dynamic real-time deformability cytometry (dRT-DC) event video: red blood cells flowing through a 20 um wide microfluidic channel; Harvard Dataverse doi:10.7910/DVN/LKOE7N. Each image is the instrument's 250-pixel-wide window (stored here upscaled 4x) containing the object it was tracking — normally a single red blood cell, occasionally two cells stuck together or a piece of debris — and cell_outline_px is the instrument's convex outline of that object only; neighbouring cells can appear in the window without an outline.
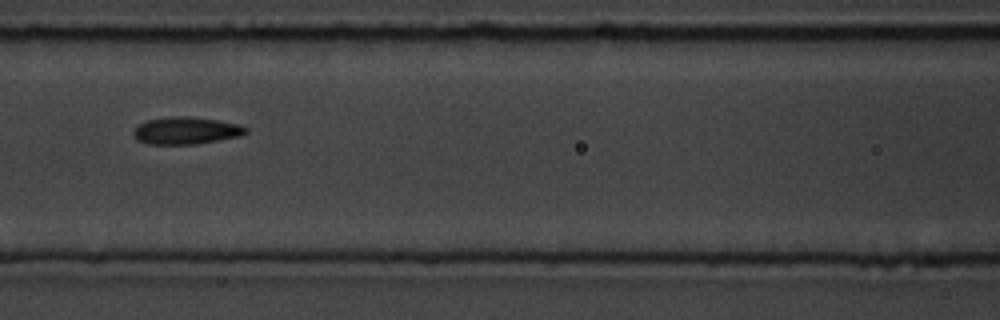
{"species": "common noctule bat (a hibernating species)", "species_latin": "Nyctalus noctula", "temperature_condition": "room temperature", "stored_images_in_passage": 15, "camera_frame_rate_fps": 3000, "um_per_image_px": 0.085, "animal": {"sex": "male", "body_mass_g": 19.5, "forearm_length_mm": 54.6}, "frame": {"image": 1, "passage_image": 7, "time_ms": 7.667, "image_size_px": [1000, 320], "cell_outline_px": [[248, 132], [240, 136], [196, 144], [148, 144], [136, 140], [132, 132], [136, 124], [148, 120], [168, 116], [188, 116], [216, 120], [240, 124], [248, 128]], "centroid_in_image_um": [15.78, 11.1], "position_along_channel_um": 150.8, "area_um2": 18.03}}
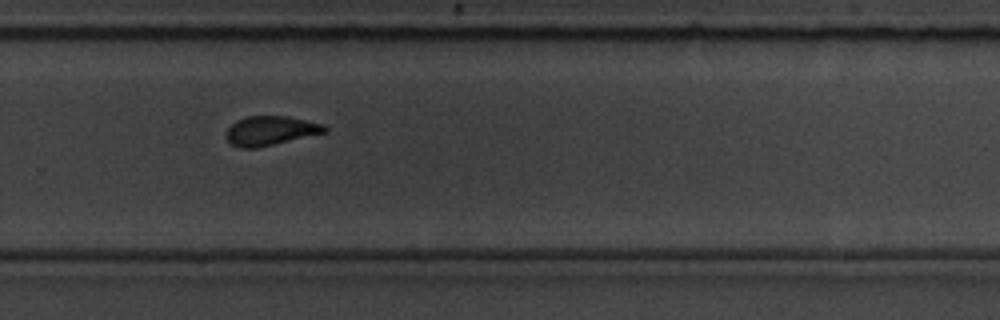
{"frame": {"image": 2, "passage_image": 11, "time_ms": 12.0, "image_size_px": [1000, 320], "cell_outline_px": [[328, 132], [256, 148], [240, 148], [232, 144], [224, 136], [228, 128], [236, 120], [248, 116], [288, 116], [324, 124], [328, 128]], "centroid_in_image_um": [23.0, 11.1], "position_along_channel_um": 306.8, "area_um2": 16.88}, "authors_computed_cell_mechanics": {"area_um2": 18.0336, "velocity_mm_per_s": 3.6026, "shape_relaxation_time_tau1_ms": 4.8789, "shape_relaxation_time_tau2_ms": 4.0555, "deformation_change_tau1": 0.1502, "deformation_change_tau2": 0.0975}}